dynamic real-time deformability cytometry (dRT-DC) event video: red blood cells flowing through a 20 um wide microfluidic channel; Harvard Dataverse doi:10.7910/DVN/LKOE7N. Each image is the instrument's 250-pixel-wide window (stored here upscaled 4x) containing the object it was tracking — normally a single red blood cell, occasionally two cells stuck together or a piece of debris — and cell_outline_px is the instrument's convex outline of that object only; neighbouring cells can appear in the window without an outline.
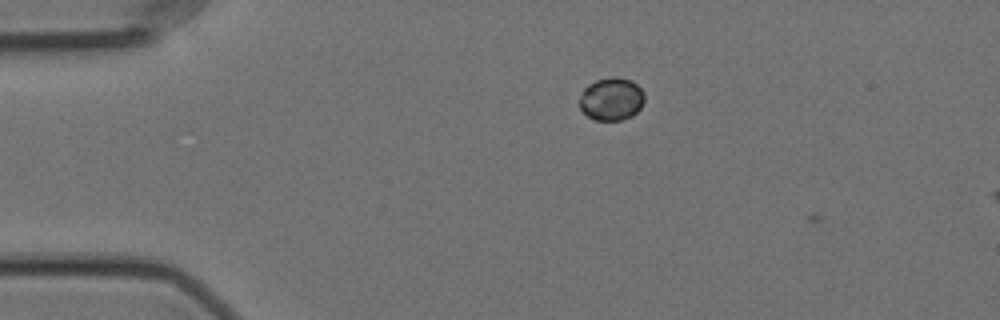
{"species": "Egyptian fruit bat (a non-hibernating species)", "species_latin": "Rousettus aegyptiacus", "temperature_condition": "cold", "stored_images_in_passage": 6, "camera_frame_rate_fps": 3000, "um_per_image_px": 0.085, "animal": {"sex": "female"}, "frame": {"image": 1, "passage_image": 4, "time_ms": 1.0, "image_size_px": [1000, 320], "cell_outline_px": [[644, 100], [640, 108], [632, 116], [620, 120], [596, 120], [588, 116], [580, 108], [580, 96], [584, 88], [588, 84], [596, 80], [608, 76], [616, 76], [632, 80], [644, 92]], "centroid_in_image_um": [51.97, 8.39], "position_along_channel_um": 33.0, "area_um2": 16.3}}